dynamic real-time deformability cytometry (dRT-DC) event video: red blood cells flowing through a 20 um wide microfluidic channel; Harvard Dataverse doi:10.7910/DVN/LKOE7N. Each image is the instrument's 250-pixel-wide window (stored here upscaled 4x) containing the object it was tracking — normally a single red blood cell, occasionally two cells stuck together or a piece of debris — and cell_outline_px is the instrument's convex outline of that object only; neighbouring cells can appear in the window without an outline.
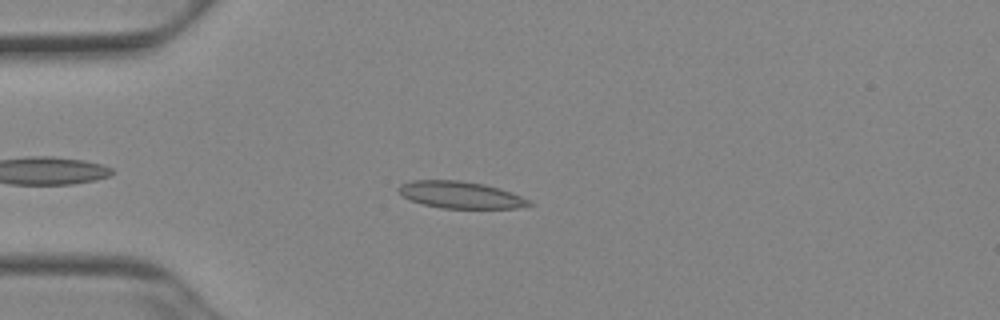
{"species": "Egyptian fruit bat (a non-hibernating species)", "species_latin": "Rousettus aegyptiacus", "temperature_condition": "cold", "stored_images_in_passage": 45, "camera_frame_rate_fps": 3000, "um_per_image_px": 0.085, "animal": {"sex": "female"}, "frame": {"image": 1, "passage_image": 7, "time_ms": 2.0, "image_size_px": [1000, 320], "cell_outline_px": [[532, 204], [516, 208], [444, 208], [424, 204], [412, 200], [404, 196], [396, 188], [400, 184], [412, 180], [460, 180], [484, 184], [500, 188], [512, 192], [528, 200]], "centroid_in_image_um": [39.13, 16.55], "position_along_channel_um": 45.9, "area_um2": 20.23}}
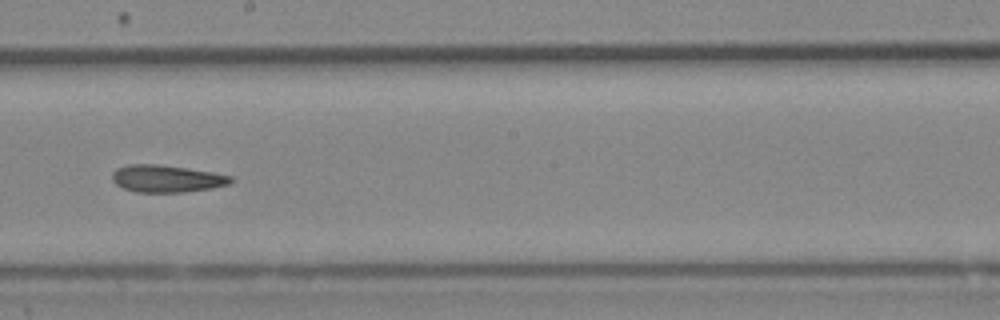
{"frame": {"image": 2, "passage_image": 23, "time_ms": 7.333, "image_size_px": [1000, 320], "cell_outline_px": [[236, 180], [232, 184], [212, 188], [184, 192], [136, 192], [124, 188], [116, 184], [112, 180], [112, 172], [116, 168], [128, 164], [156, 164], [188, 168], [212, 172], [232, 176]], "centroid_in_image_um": [14.2, 15.18], "position_along_channel_um": 234.0, "area_um2": 19.02}}
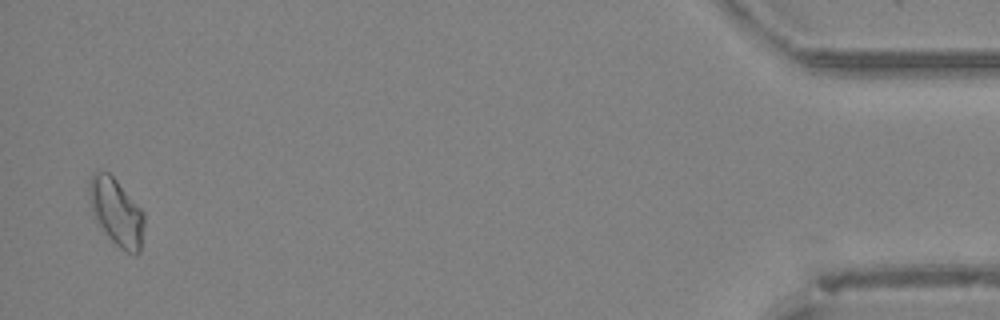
{"frame": {"image": 3, "passage_image": 44, "time_ms": 14.333, "image_size_px": [1000, 320], "cell_outline_px": [[144, 224], [140, 252], [136, 256], [120, 248], [112, 240], [96, 220], [92, 208], [88, 188], [88, 184], [92, 172], [108, 172], [116, 180], [144, 212]], "centroid_in_image_um": [9.91, 18.03], "position_along_channel_um": 425.3, "area_um2": 21.1}, "authors_computed_cell_mechanics": {"area_um2": 19.1896, "velocity_mm_per_s": 3.9119, "shape_relaxation_time_tau1_ms": null, "shape_relaxation_time_tau2_ms": 5.4281, "deformation_change_tau1": null, "deformation_change_tau2": 0.1258}}